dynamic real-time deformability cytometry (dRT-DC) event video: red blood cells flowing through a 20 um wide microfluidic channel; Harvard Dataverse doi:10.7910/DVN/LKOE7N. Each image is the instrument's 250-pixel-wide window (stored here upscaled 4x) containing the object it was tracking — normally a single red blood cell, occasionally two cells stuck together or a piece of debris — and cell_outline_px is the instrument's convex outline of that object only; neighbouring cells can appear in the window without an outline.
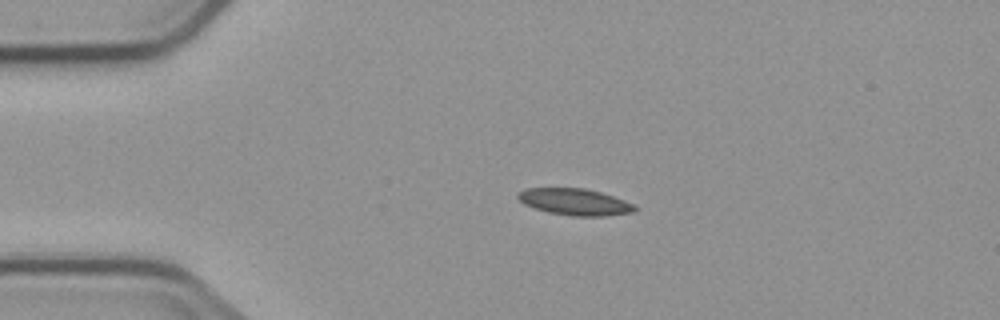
{"species": "common noctule bat (a hibernating species)", "species_latin": "Nyctalus noctula", "temperature_condition": "cold", "stored_images_in_passage": 4, "camera_frame_rate_fps": 3000, "um_per_image_px": 0.085, "animal": {"sex": "male", "body_mass_g": 23.1, "forearm_length_mm": 52.7}, "frame": {"image": 1, "passage_image": 3, "time_ms": 2.667, "image_size_px": [1000, 320], "cell_outline_px": [[640, 208], [636, 212], [604, 216], [572, 216], [548, 212], [524, 204], [516, 196], [524, 188], [584, 188], [600, 192], [636, 204]], "centroid_in_image_um": [48.92, 17.17], "position_along_channel_um": 36.1, "area_um2": 18.21}}
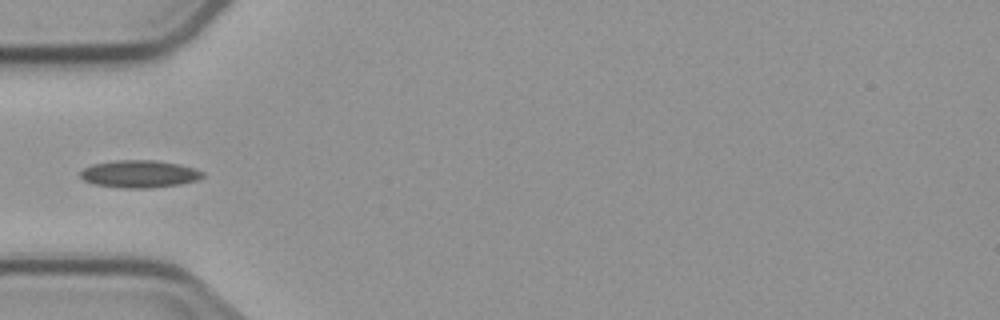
{"frame": {"image": 2, "passage_image": 4, "time_ms": 4.667, "image_size_px": [1000, 320], "cell_outline_px": [[204, 176], [196, 180], [180, 184], [152, 188], [120, 188], [92, 184], [84, 180], [80, 176], [80, 172], [84, 168], [92, 164], [116, 160], [156, 160], [180, 164], [204, 172]], "centroid_in_image_um": [11.82, 14.79], "position_along_channel_um": 73.2, "area_um2": 19.65}}